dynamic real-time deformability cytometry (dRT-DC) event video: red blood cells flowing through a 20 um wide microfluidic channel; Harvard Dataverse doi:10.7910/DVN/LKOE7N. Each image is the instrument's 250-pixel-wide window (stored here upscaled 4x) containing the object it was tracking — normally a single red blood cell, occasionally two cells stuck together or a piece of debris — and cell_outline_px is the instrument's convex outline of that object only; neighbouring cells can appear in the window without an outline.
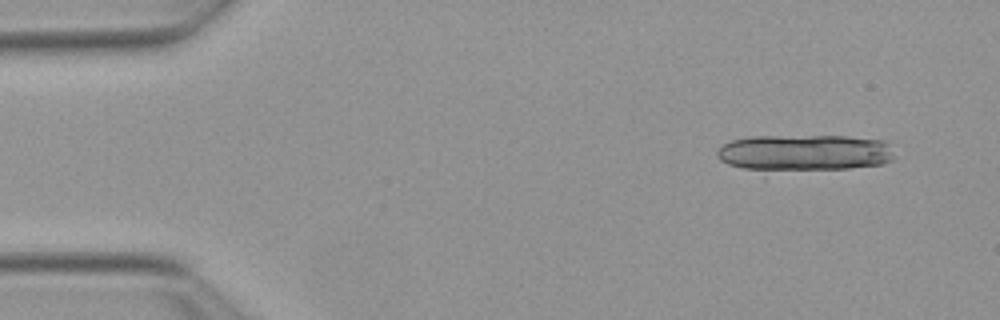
{"species": "Egyptian fruit bat (a non-hibernating species)", "species_latin": "Rousettus aegyptiacus", "temperature_condition": "warm", "stored_images_in_passage": 14, "camera_frame_rate_fps": 3000, "um_per_image_px": 0.085, "animal": {"sex": "female"}, "frame": {"image": 1, "passage_image": 4, "time_ms": 1.0, "image_size_px": [1000, 320], "cell_outline_px": [[892, 160], [884, 164], [848, 168], [744, 168], [728, 164], [720, 160], [716, 152], [724, 144], [732, 140], [752, 136], [848, 136], [884, 140], [892, 152]], "centroid_in_image_um": [68.41, 12.93], "position_along_channel_um": 16.6, "area_um2": 36.47}}